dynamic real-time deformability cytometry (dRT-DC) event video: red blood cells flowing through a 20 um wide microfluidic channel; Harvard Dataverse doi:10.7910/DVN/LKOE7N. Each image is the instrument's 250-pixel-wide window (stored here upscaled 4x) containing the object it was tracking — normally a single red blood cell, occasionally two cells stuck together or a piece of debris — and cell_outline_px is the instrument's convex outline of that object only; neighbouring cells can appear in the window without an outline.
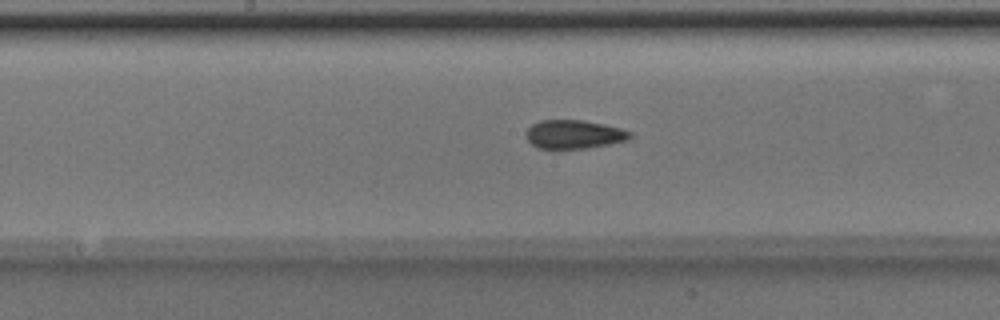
{"species": "Egyptian fruit bat (a non-hibernating species)", "species_latin": "Rousettus aegyptiacus", "temperature_condition": "room temperature", "stored_images_in_passage": 51, "camera_frame_rate_fps": 3000, "um_per_image_px": 0.085, "animal": {"sex": "male"}, "frame": {"image": 1, "passage_image": 26, "time_ms": 8.333, "image_size_px": [1000, 320], "cell_outline_px": [[632, 136], [628, 140], [588, 148], [552, 152], [540, 148], [532, 144], [524, 136], [524, 132], [532, 124], [540, 120], [584, 120], [604, 124], [620, 128], [632, 132]], "centroid_in_image_um": [48.73, 11.46], "position_along_channel_um": 199.5, "area_um2": 18.09}}
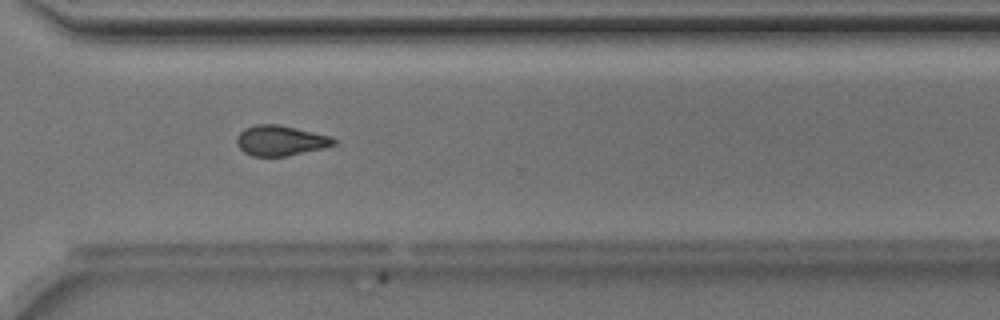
{"frame": {"image": 2, "passage_image": 37, "time_ms": 12.0, "image_size_px": [1000, 320], "cell_outline_px": [[336, 144], [324, 148], [284, 156], [252, 156], [244, 152], [236, 144], [236, 136], [244, 128], [256, 124], [280, 124], [332, 136], [336, 140]], "centroid_in_image_um": [23.83, 11.93], "position_along_channel_um": 346.8, "area_um2": 17.22}}
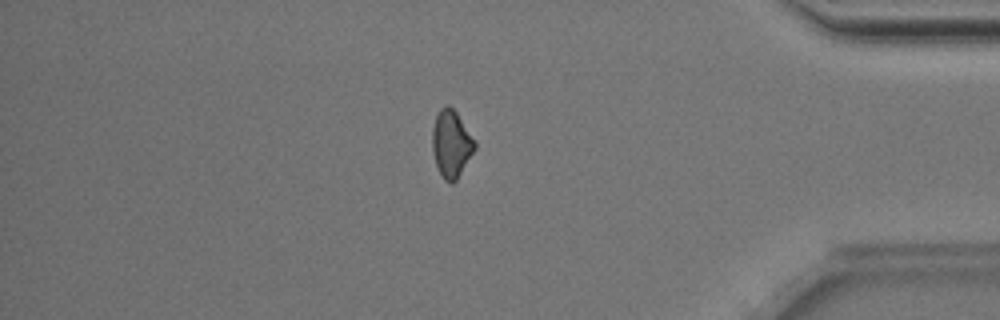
{"frame": {"image": 3, "passage_image": 43, "time_ms": 14.0, "image_size_px": [1000, 320], "cell_outline_px": [[476, 148], [456, 180], [452, 184], [448, 184], [444, 180], [436, 164], [432, 152], [432, 128], [436, 116], [440, 108], [444, 104], [448, 104], [456, 112], [476, 140]], "centroid_in_image_um": [38.36, 12.21], "position_along_channel_um": 396.8, "area_um2": 16.76}, "authors_computed_cell_mechanics": {"area_um2": 17.5134, "velocity_mm_per_s": 4.0299, "shape_relaxation_time_tau1_ms": 3.2288, "shape_relaxation_time_tau2_ms": 2.7331, "deformation_change_tau1": 0.1046, "deformation_change_tau2": 0.0709}}